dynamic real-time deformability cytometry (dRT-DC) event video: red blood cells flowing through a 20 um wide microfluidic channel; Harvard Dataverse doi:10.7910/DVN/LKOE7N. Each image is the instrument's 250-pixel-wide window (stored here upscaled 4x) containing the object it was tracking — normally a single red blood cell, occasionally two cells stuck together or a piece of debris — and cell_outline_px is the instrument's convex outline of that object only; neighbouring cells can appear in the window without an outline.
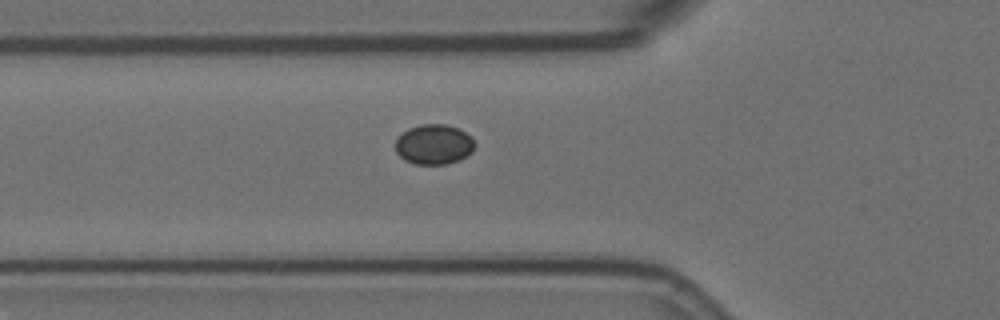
{"species": "Egyptian fruit bat (a non-hibernating species)", "species_latin": "Rousettus aegyptiacus", "temperature_condition": "room temperature", "stored_images_in_passage": 40, "camera_frame_rate_fps": 3000, "um_per_image_px": 0.085, "animal": {"sex": "female"}, "frame": {"image": 1, "passage_image": 3, "time_ms": 0.667, "image_size_px": [1000, 320], "cell_outline_px": [[476, 144], [472, 152], [460, 160], [448, 164], [416, 164], [404, 160], [396, 152], [396, 140], [408, 128], [420, 124], [444, 124], [456, 128], [472, 136]], "centroid_in_image_um": [36.91, 12.28], "position_along_channel_um": 88.9, "area_um2": 18.55}}
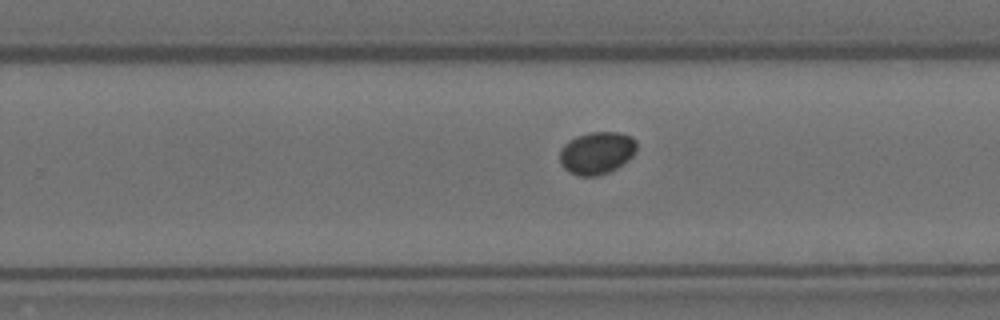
{"frame": {"image": 2, "passage_image": 19, "time_ms": 6.0, "image_size_px": [1000, 320], "cell_outline_px": [[636, 152], [628, 160], [616, 168], [600, 176], [576, 176], [568, 172], [560, 164], [560, 148], [568, 140], [576, 136], [592, 132], [620, 132], [632, 136], [636, 140]], "centroid_in_image_um": [50.71, 13.0], "position_along_channel_um": 279.1, "area_um2": 19.31}}
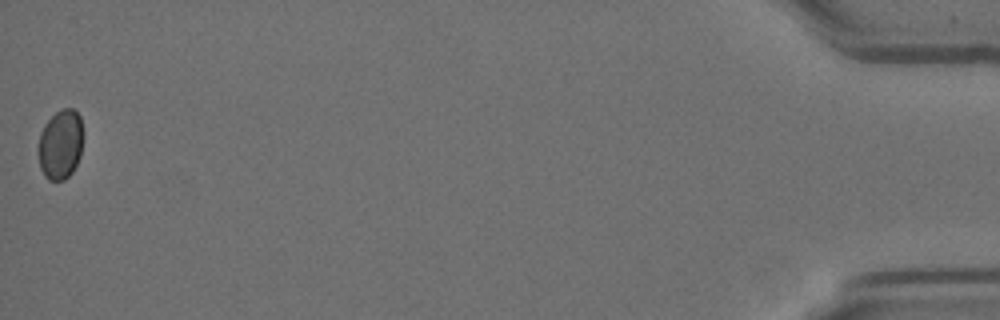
{"frame": {"image": 3, "passage_image": 40, "time_ms": 13.0, "image_size_px": [1000, 320], "cell_outline_px": [[84, 136], [80, 156], [72, 172], [64, 180], [48, 180], [44, 176], [40, 168], [36, 152], [40, 132], [44, 124], [56, 112], [64, 108], [72, 108], [80, 116]], "centroid_in_image_um": [5.12, 12.28], "position_along_channel_um": 430.1, "area_um2": 18.67}, "authors_computed_cell_mechanics": {"area_um2": 18.5538, "velocity_mm_per_s": 3.5544, "shape_relaxation_time_tau1_ms": 4.1913, "shape_relaxation_time_tau2_ms": null, "deformation_change_tau1": 0.0213, "deformation_change_tau2": null}}